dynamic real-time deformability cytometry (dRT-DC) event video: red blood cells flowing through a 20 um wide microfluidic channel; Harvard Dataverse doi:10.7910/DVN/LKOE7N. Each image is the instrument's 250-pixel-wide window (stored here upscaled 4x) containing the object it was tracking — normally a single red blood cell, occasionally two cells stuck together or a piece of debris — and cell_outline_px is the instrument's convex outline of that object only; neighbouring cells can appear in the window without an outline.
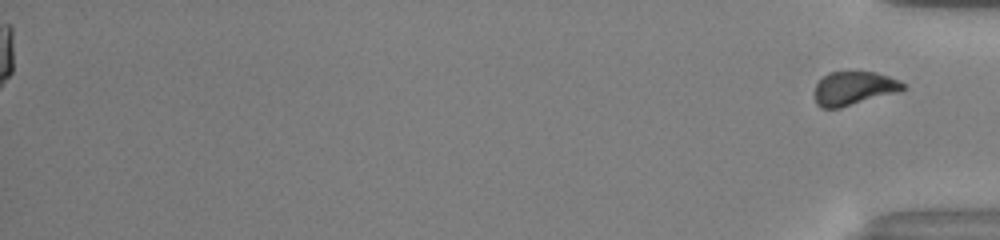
{"species": "common noctule bat (a hibernating species)", "species_latin": "Nyctalus noctula", "temperature_condition": "warm", "stored_images_in_passage": 51, "segment_of_instrument_passage": [2, 2], "camera_frame_rate_fps": 3000, "um_per_image_px": 0.085, "animal": {"sex": "male", "body_mass_g": 13.0, "forearm_length_mm": 53.1}, "frame": {"image": 1, "passage_image": 51, "time_ms": 16.667, "image_size_px": [1000, 240], "cell_outline_px": [[908, 88], [900, 92], [840, 108], [820, 108], [816, 104], [812, 92], [816, 84], [828, 72], [876, 72], [900, 80]], "centroid_in_image_um": [72.57, 7.52], "position_along_channel_um": 362.6, "area_um2": 17.74}}